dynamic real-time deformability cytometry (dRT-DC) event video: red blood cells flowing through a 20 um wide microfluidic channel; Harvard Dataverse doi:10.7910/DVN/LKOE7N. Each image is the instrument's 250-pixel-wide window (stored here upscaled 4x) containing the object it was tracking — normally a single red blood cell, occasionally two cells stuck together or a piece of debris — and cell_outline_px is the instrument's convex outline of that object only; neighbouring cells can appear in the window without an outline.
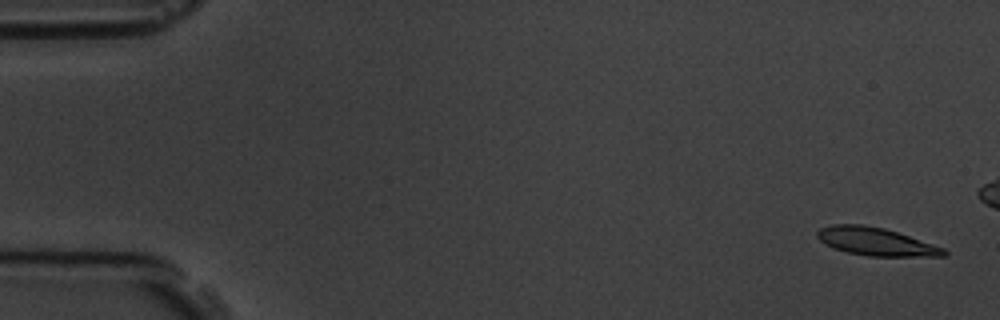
{"species": "common noctule bat (a hibernating species)", "species_latin": "Nyctalus noctula", "temperature_condition": "room temperature", "stored_images_in_passage": 5, "camera_frame_rate_fps": 3000, "um_per_image_px": 0.085, "animal": {"sex": "male", "body_mass_g": 19.5, "forearm_length_mm": 54.6}, "frame": {"image": 1, "passage_image": 1, "time_ms": 0.0, "image_size_px": [1000, 320], "cell_outline_px": [[948, 256], [868, 256], [848, 252], [832, 248], [820, 240], [816, 236], [816, 232], [820, 228], [832, 224], [860, 224], [884, 228], [944, 248], [948, 252]], "centroid_in_image_um": [74.42, 20.54], "position_along_channel_um": 10.6, "area_um2": 20.46}}